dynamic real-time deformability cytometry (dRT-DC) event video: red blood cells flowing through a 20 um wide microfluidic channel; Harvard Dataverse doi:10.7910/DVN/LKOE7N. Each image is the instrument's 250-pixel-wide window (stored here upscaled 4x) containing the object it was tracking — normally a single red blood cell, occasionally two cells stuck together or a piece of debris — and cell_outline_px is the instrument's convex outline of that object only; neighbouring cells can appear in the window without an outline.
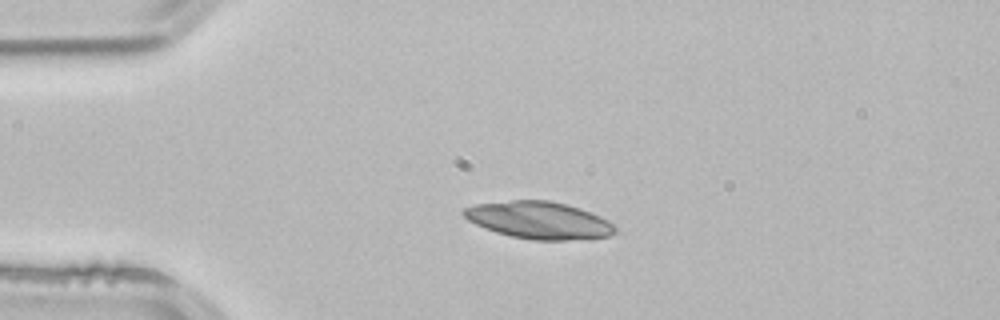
{"species": "common noctule bat (a hibernating species)", "species_latin": "Nyctalus noctula", "temperature_condition": "room temperature", "stored_images_in_passage": 2, "camera_frame_rate_fps": 3000, "um_per_image_px": 0.085, "animal": {"sex": "male", "body_mass_g": 21.5, "forearm_length_mm": 52.0}, "frame": {"image": 1, "passage_image": 1, "time_ms": 0.0, "image_size_px": [1000, 320], "cell_outline_px": [[616, 232], [608, 236], [564, 240], [532, 240], [512, 236], [496, 232], [484, 228], [468, 220], [460, 212], [464, 208], [472, 204], [512, 200], [548, 200], [580, 208], [600, 216], [608, 220], [616, 228]], "centroid_in_image_um": [45.77, 18.71], "position_along_channel_um": 39.2, "area_um2": 32.71}}